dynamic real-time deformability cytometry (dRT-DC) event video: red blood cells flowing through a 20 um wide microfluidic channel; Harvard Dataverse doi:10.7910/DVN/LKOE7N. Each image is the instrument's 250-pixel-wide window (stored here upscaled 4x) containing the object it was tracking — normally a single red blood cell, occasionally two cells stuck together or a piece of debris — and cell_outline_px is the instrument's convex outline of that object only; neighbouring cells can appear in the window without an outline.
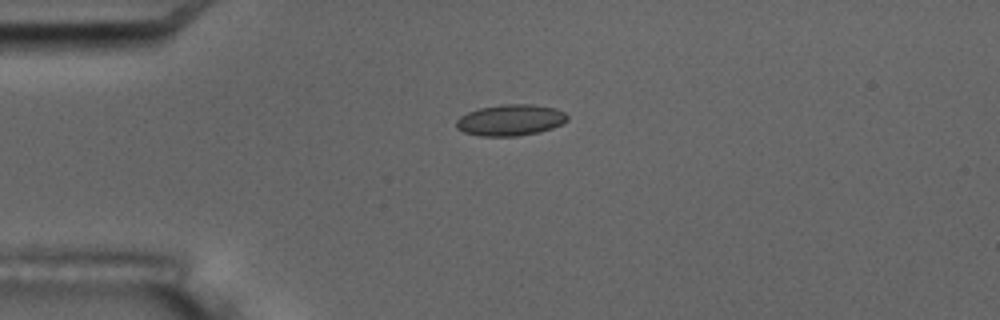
{"species": "common noctule bat (a hibernating species)", "species_latin": "Nyctalus noctula", "temperature_condition": "room temperature", "stored_images_in_passage": 6, "camera_frame_rate_fps": 3000, "um_per_image_px": 0.085, "animal": {"sex": "male", "body_mass_g": 17.5, "forearm_length_mm": 52.3}, "frame": {"image": 1, "passage_image": 5, "time_ms": 4.667, "image_size_px": [1000, 320], "cell_outline_px": [[568, 120], [552, 128], [540, 132], [516, 136], [480, 136], [464, 132], [456, 128], [456, 120], [460, 116], [468, 112], [480, 108], [500, 104], [532, 104], [556, 108], [564, 112], [568, 116]], "centroid_in_image_um": [43.38, 10.2], "position_along_channel_um": 41.6, "area_um2": 20.29}}